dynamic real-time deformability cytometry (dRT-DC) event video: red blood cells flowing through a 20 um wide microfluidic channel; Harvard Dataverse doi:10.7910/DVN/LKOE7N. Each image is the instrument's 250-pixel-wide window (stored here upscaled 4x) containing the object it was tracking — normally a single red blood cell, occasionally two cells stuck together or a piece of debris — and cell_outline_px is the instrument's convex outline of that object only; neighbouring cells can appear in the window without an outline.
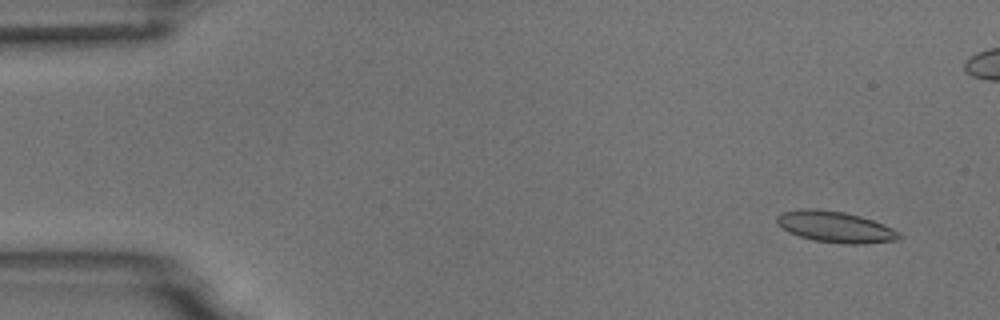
{"species": "common noctule bat (a hibernating species)", "species_latin": "Nyctalus noctula", "temperature_condition": "room temperature", "stored_images_in_passage": 11, "camera_frame_rate_fps": 3000, "um_per_image_px": 0.085, "animal": {"sex": "male", "body_mass_g": 18.8}, "frame": {"image": 1, "passage_image": 2, "time_ms": 1.0, "image_size_px": [1000, 320], "cell_outline_px": [[904, 236], [900, 240], [864, 244], [844, 244], [812, 240], [788, 232], [776, 224], [776, 216], [784, 212], [800, 208], [816, 208], [844, 212], [860, 216], [884, 224], [900, 232]], "centroid_in_image_um": [71.02, 19.29], "position_along_channel_um": 14.0, "area_um2": 22.54}}
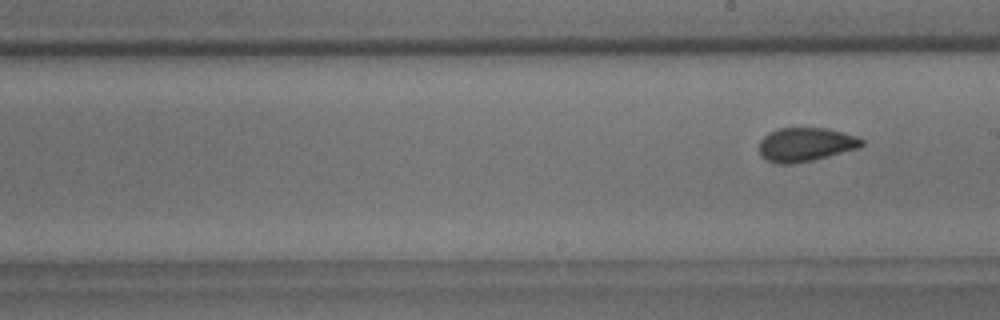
{"frame": {"image": 2, "passage_image": 11, "time_ms": 12.0, "image_size_px": [1000, 320], "cell_outline_px": [[864, 144], [860, 148], [812, 160], [792, 164], [776, 164], [760, 156], [760, 140], [768, 132], [780, 128], [824, 128], [856, 136], [864, 140]], "centroid_in_image_um": [68.47, 12.29], "position_along_channel_um": 220.5, "area_um2": 20.17}}